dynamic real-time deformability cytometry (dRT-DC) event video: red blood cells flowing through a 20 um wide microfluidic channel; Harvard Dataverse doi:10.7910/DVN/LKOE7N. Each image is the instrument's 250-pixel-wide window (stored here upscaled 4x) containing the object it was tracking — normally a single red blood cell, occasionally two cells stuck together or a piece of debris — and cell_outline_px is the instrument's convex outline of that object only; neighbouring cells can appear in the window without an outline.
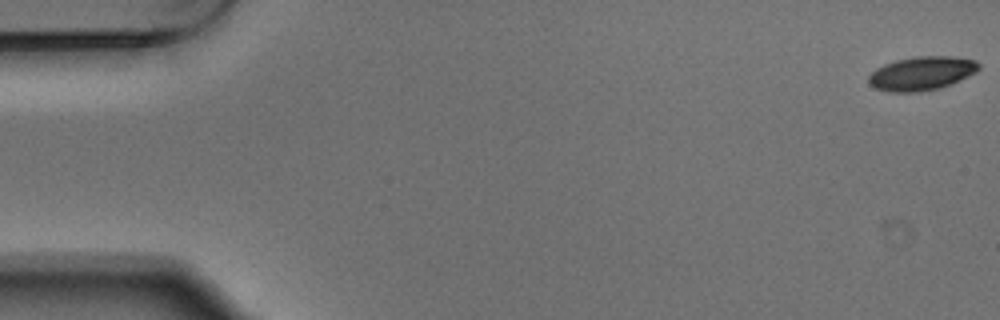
{"species": "Egyptian fruit bat (a non-hibernating species)", "species_latin": "Rousettus aegyptiacus", "temperature_condition": "warm", "stored_images_in_passage": 5, "camera_frame_rate_fps": 3000, "um_per_image_px": 0.085, "animal": {"sex": "male"}, "frame": {"image": 1, "passage_image": 1, "time_ms": 0.0, "image_size_px": [1000, 320], "cell_outline_px": [[980, 68], [976, 72], [960, 80], [936, 88], [920, 92], [888, 92], [876, 88], [868, 84], [868, 76], [876, 68], [884, 64], [896, 60], [916, 56], [952, 56], [976, 60], [980, 64]], "centroid_in_image_um": [78.32, 6.23], "position_along_channel_um": 6.7, "area_um2": 21.68}}
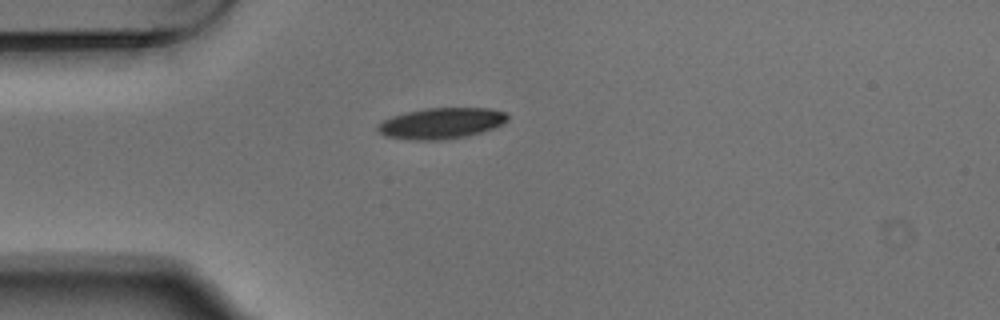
{"frame": {"image": 2, "passage_image": 5, "time_ms": 1.333, "image_size_px": [1000, 320], "cell_outline_px": [[508, 120], [504, 124], [480, 132], [464, 136], [440, 140], [408, 140], [384, 136], [376, 128], [384, 120], [392, 116], [424, 108], [492, 108], [504, 112], [508, 116]], "centroid_in_image_um": [37.51, 10.48], "position_along_channel_um": 47.5, "area_um2": 23.29}}